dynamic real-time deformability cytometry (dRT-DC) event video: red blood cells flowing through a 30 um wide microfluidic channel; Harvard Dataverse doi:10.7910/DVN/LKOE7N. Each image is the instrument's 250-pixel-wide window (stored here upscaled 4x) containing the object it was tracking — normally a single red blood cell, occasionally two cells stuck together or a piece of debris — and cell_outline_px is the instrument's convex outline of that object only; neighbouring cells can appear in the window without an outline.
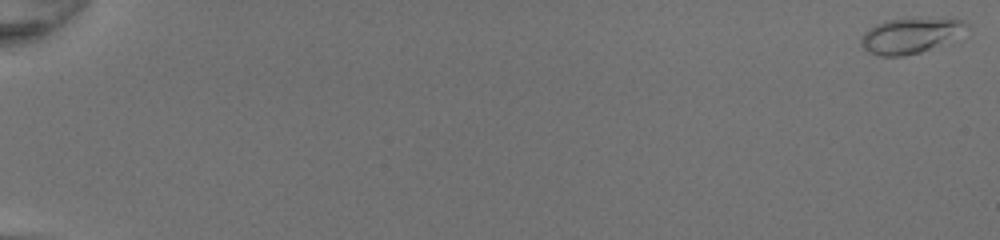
{"species": "common noctule bat (a hibernating species)", "species_latin": "Nyctalus noctula", "temperature_condition": "room temperature", "stored_images_in_passage": 51, "camera_frame_rate_fps": 3000, "um_per_image_px": 0.085, "animal": {"sex": "female", "body_mass_g": 20.0, "forearm_length_mm": 54.0}, "frame": {"image": 1, "passage_image": 1, "time_ms": 0.0, "image_size_px": [1000, 240], "cell_outline_px": [[972, 24], [928, 48], [920, 52], [904, 56], [880, 56], [868, 52], [860, 44], [860, 36], [868, 28], [876, 24], [888, 20], [964, 20]], "centroid_in_image_um": [77.18, 3.05], "position_along_channel_um": 7.8, "area_um2": 20.23}}
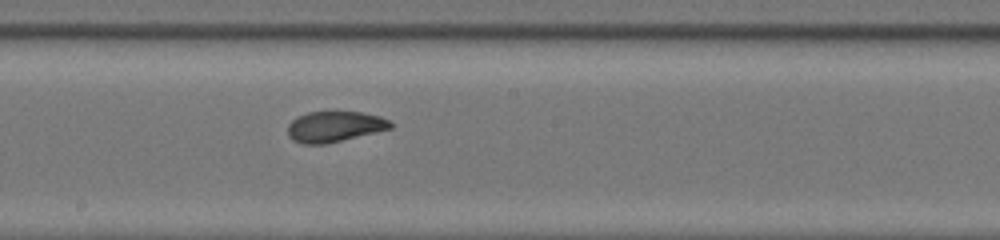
{"frame": {"image": 2, "passage_image": 31, "time_ms": 10.0, "image_size_px": [1000, 240], "cell_outline_px": [[392, 128], [324, 144], [304, 144], [292, 140], [288, 136], [288, 124], [296, 116], [308, 112], [360, 112], [380, 116], [388, 120], [392, 124]], "centroid_in_image_um": [28.39, 10.75], "position_along_channel_um": 219.8, "area_um2": 18.21}}
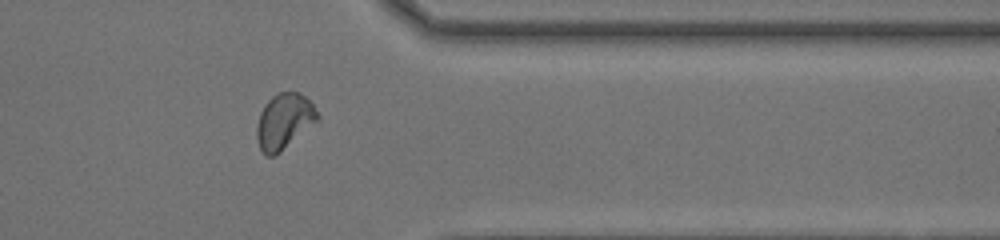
{"frame": {"image": 3, "passage_image": 43, "time_ms": 14.0, "image_size_px": [1000, 240], "cell_outline_px": [[320, 120], [280, 152], [272, 156], [264, 156], [260, 148], [256, 136], [256, 124], [260, 112], [264, 104], [272, 96], [280, 92], [300, 92], [312, 104], [320, 116]], "centroid_in_image_um": [24.15, 10.32], "position_along_channel_um": 387.3, "area_um2": 19.83}, "authors_computed_cell_mechanics": {"area_um2": 19.0162, "velocity_mm_per_s": 4.3189, "shape_relaxation_time_tau1_ms": 3.3952, "shape_relaxation_time_tau2_ms": 0.6456, "deformation_change_tau1": 0.1844, "deformation_change_tau2": 0.0627}}